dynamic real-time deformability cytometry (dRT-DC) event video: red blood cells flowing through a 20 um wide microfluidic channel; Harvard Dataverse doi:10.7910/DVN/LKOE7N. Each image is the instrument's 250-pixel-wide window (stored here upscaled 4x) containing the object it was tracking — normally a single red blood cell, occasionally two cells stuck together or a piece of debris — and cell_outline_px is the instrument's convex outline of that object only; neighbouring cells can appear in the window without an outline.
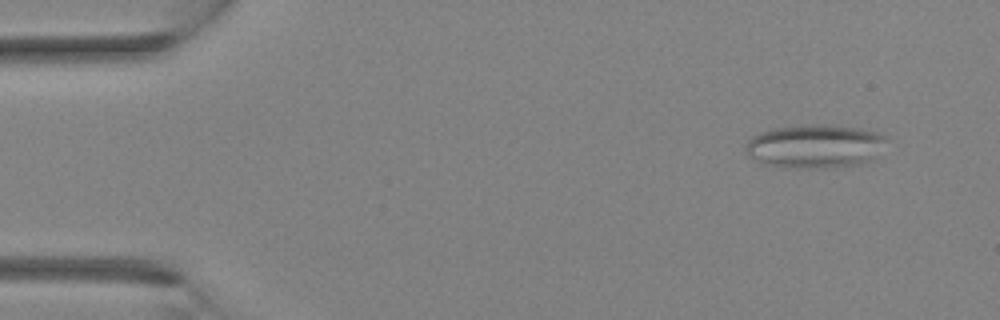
{"species": "Egyptian fruit bat (a non-hibernating species)", "species_latin": "Rousettus aegyptiacus", "temperature_condition": "room temperature", "stored_images_in_passage": 3, "camera_frame_rate_fps": 3000, "um_per_image_px": 0.085, "animal": {"sex": "female"}, "frame": {"image": 1, "passage_image": 1, "time_ms": 0.0, "image_size_px": [1000, 320], "cell_outline_px": [[888, 140], [872, 160], [864, 164], [832, 168], [784, 168], [764, 164], [748, 156], [744, 148], [744, 144], [752, 136], [760, 132], [772, 128], [804, 124], [820, 124], [860, 128], [876, 132], [888, 136]], "centroid_in_image_um": [69.26, 12.44], "position_along_channel_um": 15.7, "area_um2": 36.59}}